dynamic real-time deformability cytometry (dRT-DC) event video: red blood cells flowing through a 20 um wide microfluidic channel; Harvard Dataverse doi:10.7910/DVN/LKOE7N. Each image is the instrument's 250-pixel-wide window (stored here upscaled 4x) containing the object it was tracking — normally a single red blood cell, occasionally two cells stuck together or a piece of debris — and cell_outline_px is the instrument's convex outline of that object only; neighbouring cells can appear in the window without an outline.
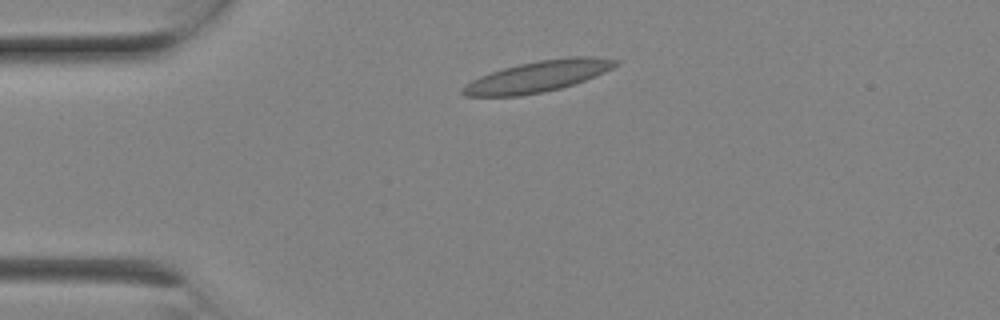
{"species": "Egyptian fruit bat (a non-hibernating species)", "species_latin": "Rousettus aegyptiacus", "temperature_condition": "room temperature", "stored_images_in_passage": 7, "camera_frame_rate_fps": 3000, "um_per_image_px": 0.085, "animal": {"sex": "female"}, "frame": {"image": 1, "passage_image": 3, "time_ms": 0.667, "image_size_px": [1000, 320], "cell_outline_px": [[620, 64], [604, 72], [584, 80], [560, 88], [544, 92], [520, 96], [464, 96], [460, 92], [460, 88], [472, 80], [480, 76], [504, 68], [520, 64], [540, 60], [572, 56], [588, 56], [620, 60]], "centroid_in_image_um": [45.71, 6.5], "position_along_channel_um": 39.3, "area_um2": 27.51}}
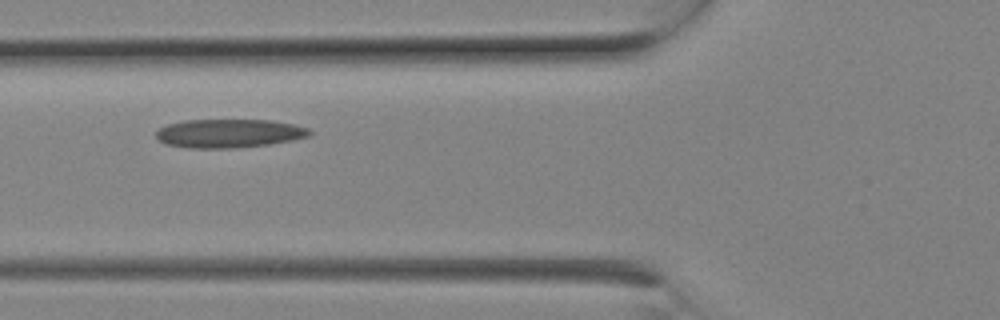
{"frame": {"image": 2, "passage_image": 6, "time_ms": 1.667, "image_size_px": [1000, 320], "cell_outline_px": [[312, 132], [308, 136], [292, 140], [268, 144], [236, 148], [188, 148], [164, 144], [156, 136], [156, 132], [160, 128], [168, 124], [184, 120], [272, 120], [292, 124], [308, 128]], "centroid_in_image_um": [19.44, 11.34], "position_along_channel_um": 106.4, "area_um2": 25.55}}
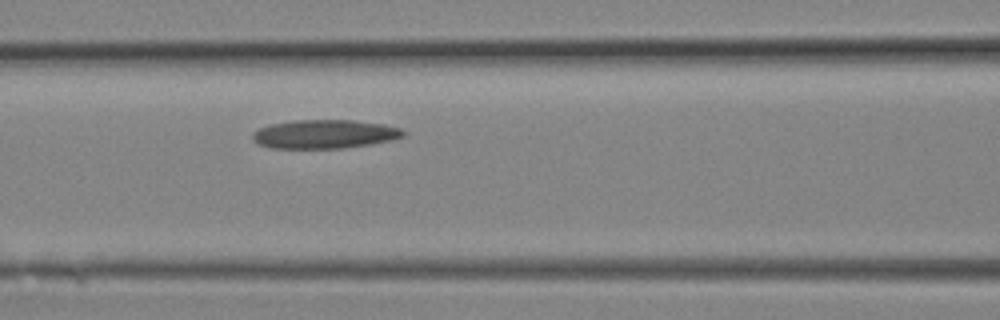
{"frame": {"image": 3, "passage_image": 7, "time_ms": 2.0, "image_size_px": [1000, 320], "cell_outline_px": [[404, 136], [392, 140], [372, 144], [344, 148], [272, 148], [260, 144], [252, 140], [252, 132], [260, 128], [272, 124], [296, 120], [352, 120], [384, 124], [400, 128], [404, 132]], "centroid_in_image_um": [27.6, 11.4], "position_along_channel_um": 139.0, "area_um2": 25.2}}